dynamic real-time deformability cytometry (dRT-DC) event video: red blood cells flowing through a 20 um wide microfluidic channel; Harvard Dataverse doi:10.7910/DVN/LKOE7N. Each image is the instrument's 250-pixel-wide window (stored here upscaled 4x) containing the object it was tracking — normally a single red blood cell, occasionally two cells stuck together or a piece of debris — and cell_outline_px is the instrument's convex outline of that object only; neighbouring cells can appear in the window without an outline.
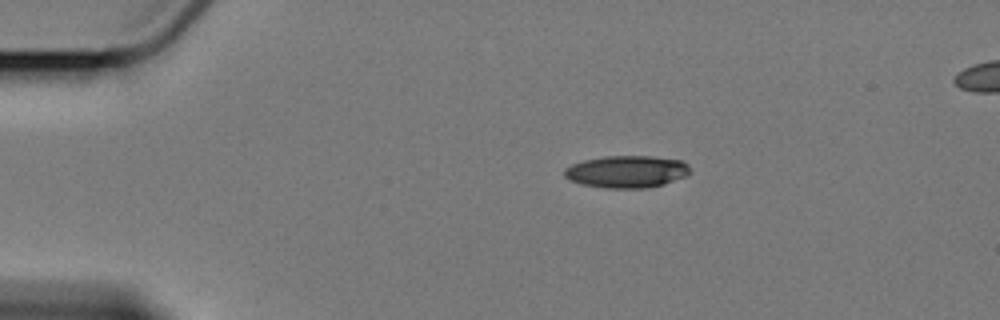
{"species": "Egyptian fruit bat (a non-hibernating species)", "species_latin": "Rousettus aegyptiacus", "temperature_condition": "cold", "stored_images_in_passage": 3, "camera_frame_rate_fps": 3000, "um_per_image_px": 0.085, "animal": {"sex": "female"}, "frame": {"image": 1, "passage_image": 1, "time_ms": 0.0, "image_size_px": [1000, 320], "cell_outline_px": [[692, 172], [684, 176], [664, 184], [648, 188], [604, 188], [580, 184], [564, 176], [564, 168], [572, 164], [584, 160], [604, 156], [648, 156], [680, 160], [688, 164]], "centroid_in_image_um": [53.26, 14.59], "position_along_channel_um": 31.7, "area_um2": 23.58}}